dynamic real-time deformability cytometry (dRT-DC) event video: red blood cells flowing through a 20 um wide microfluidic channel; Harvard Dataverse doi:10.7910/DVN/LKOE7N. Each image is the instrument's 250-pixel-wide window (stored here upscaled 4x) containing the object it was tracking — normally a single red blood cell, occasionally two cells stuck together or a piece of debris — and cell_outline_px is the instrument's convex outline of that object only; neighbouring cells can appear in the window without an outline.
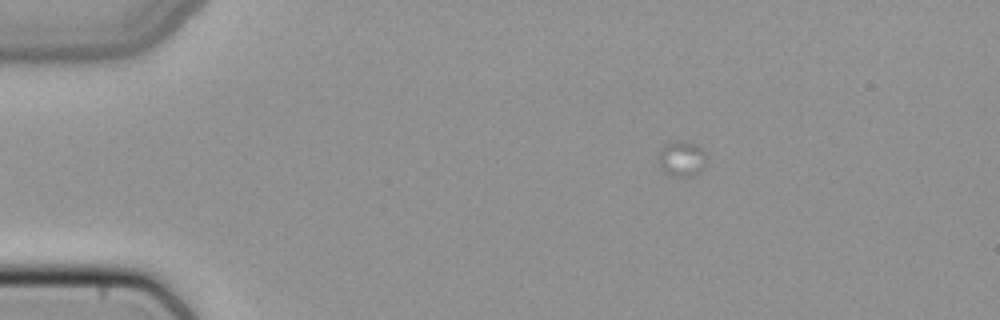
{"species": "common noctule bat (a hibernating species)", "species_latin": "Nyctalus noctula", "temperature_condition": "cold", "stored_images_in_passage": 8, "camera_frame_rate_fps": 3000, "um_per_image_px": 0.085, "animal": {"sex": "female", "body_mass_g": 22.7, "forearm_length_mm": 54.2}, "frame": {"image": 1, "passage_image": 1, "time_ms": 0.0, "image_size_px": [1000, 320], "cell_outline_px": [[704, 164], [692, 176], [672, 176], [664, 172], [656, 160], [660, 148], [668, 140], [684, 140], [696, 144], [704, 148]], "centroid_in_image_um": [57.86, 13.43], "position_along_channel_um": 27.1, "area_um2": 10.12}}